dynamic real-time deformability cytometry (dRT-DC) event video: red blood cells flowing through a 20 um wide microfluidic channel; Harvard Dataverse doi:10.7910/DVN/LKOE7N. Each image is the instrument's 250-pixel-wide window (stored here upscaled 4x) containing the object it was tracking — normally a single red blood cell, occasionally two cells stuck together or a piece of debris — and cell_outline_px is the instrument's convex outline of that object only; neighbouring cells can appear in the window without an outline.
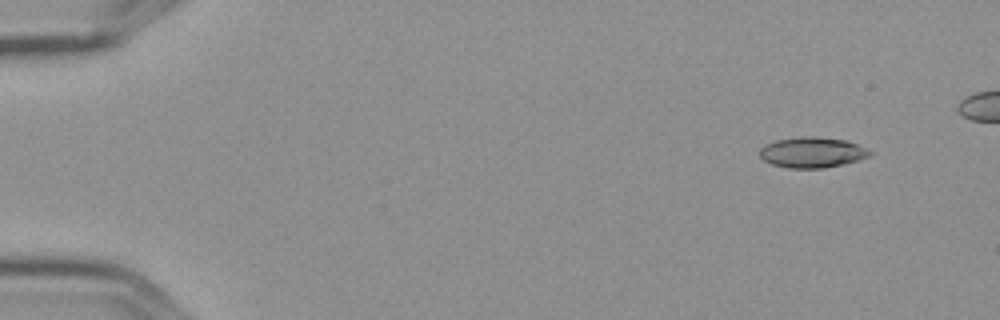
{"species": "Egyptian fruit bat (a non-hibernating species)", "species_latin": "Rousettus aegyptiacus", "temperature_condition": "cold", "stored_images_in_passage": 8, "camera_frame_rate_fps": 3000, "um_per_image_px": 0.085, "frame": {"image": 1, "passage_image": 1, "time_ms": 0.0, "image_size_px": [1000, 320], "cell_outline_px": [[872, 156], [844, 164], [824, 168], [788, 168], [772, 164], [764, 160], [760, 156], [760, 148], [764, 144], [776, 140], [800, 136], [816, 136], [844, 140], [856, 144], [872, 152]], "centroid_in_image_um": [69.02, 12.95], "position_along_channel_um": 16.0, "area_um2": 19.65}}
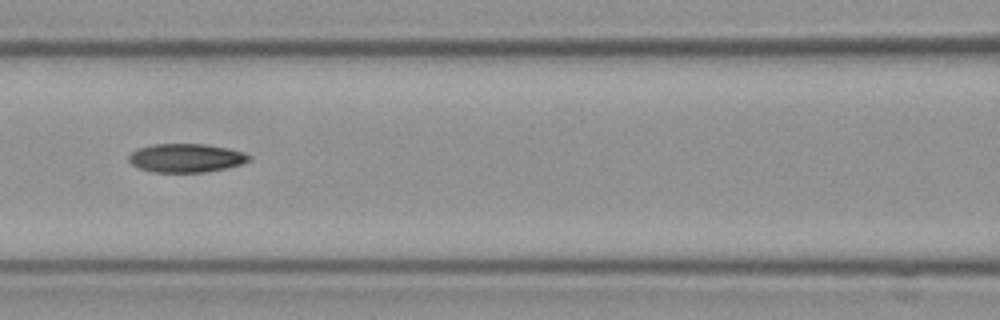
{"frame": {"image": 2, "passage_image": 7, "time_ms": 2.0, "image_size_px": [1000, 320], "cell_outline_px": [[252, 156], [248, 160], [240, 164], [224, 168], [204, 172], [152, 172], [140, 168], [132, 164], [128, 160], [128, 156], [136, 148], [152, 144], [204, 144], [228, 148], [244, 152]], "centroid_in_image_um": [15.78, 13.42], "position_along_channel_um": 150.8, "area_um2": 20.0}}
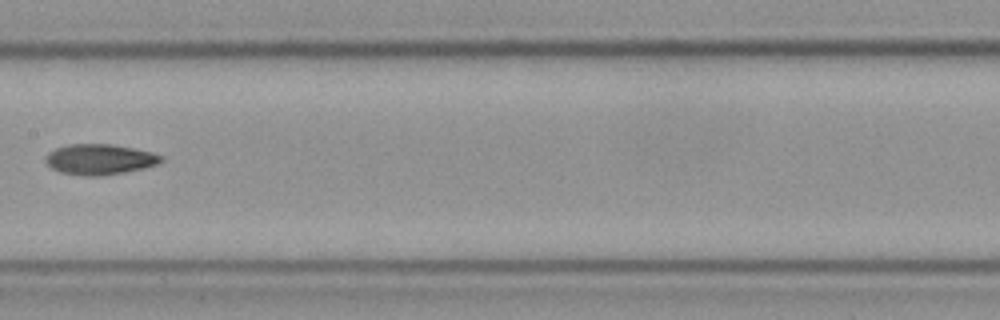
{"frame": {"image": 3, "passage_image": 8, "time_ms": 2.333, "image_size_px": [1000, 320], "cell_outline_px": [[164, 160], [160, 164], [144, 168], [124, 172], [96, 176], [88, 176], [60, 172], [52, 168], [44, 160], [44, 156], [48, 152], [56, 148], [68, 144], [112, 144], [152, 152], [164, 156]], "centroid_in_image_um": [8.49, 13.54], "position_along_channel_um": 198.9, "area_um2": 20.63}}